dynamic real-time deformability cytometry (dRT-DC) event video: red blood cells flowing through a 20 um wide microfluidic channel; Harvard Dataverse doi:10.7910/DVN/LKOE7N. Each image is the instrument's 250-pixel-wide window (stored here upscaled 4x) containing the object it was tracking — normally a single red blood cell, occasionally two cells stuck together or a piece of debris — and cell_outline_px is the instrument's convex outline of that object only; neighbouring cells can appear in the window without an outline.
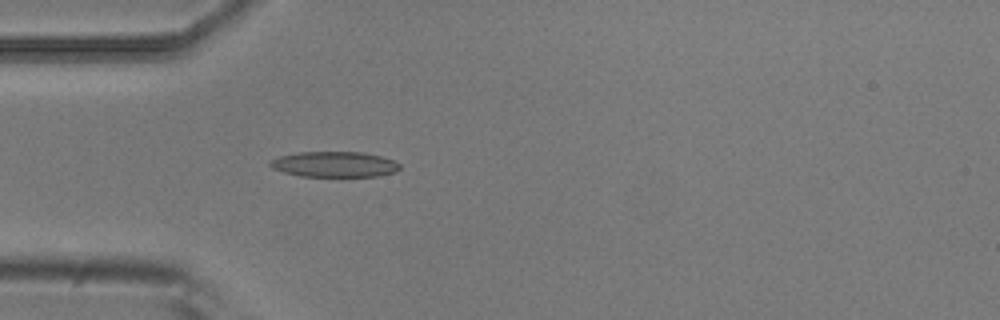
{"species": "common noctule bat (a hibernating species)", "species_latin": "Nyctalus noctula", "temperature_condition": "room temperature", "stored_images_in_passage": 5, "camera_frame_rate_fps": 3000, "um_per_image_px": 0.085, "animal": {"sex": "male", "body_mass_g": 20.5, "forearm_length_mm": 52.5}, "frame": {"image": 1, "passage_image": 5, "time_ms": 1.333, "image_size_px": [1000, 320], "cell_outline_px": [[400, 168], [396, 172], [376, 176], [300, 176], [284, 172], [272, 168], [268, 164], [268, 160], [280, 156], [300, 152], [364, 152], [380, 156], [392, 160], [400, 164]], "centroid_in_image_um": [28.41, 13.96], "position_along_channel_um": 56.6, "area_um2": 19.25}}